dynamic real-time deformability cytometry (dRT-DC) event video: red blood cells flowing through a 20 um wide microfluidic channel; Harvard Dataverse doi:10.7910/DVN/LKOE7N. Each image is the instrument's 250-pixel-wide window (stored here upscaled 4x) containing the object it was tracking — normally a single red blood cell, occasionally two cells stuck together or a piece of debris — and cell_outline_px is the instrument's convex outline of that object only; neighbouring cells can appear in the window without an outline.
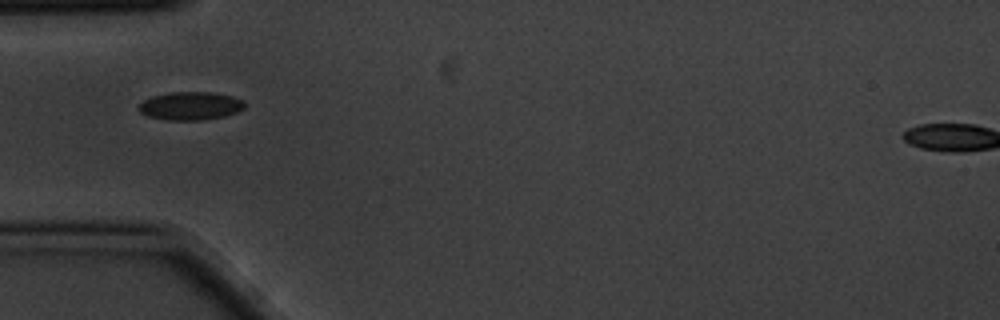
{"species": "common noctule bat (a hibernating species)", "species_latin": "Nyctalus noctula", "temperature_condition": "cold", "stored_images_in_passage": 1, "camera_frame_rate_fps": 3000, "um_per_image_px": 0.085, "animal": {"sex": "male", "body_mass_g": 20.1, "forearm_length_mm": 53.5}, "frame": {"image": 1, "passage_image": 1, "time_ms": 0.0, "image_size_px": [1000, 320], "cell_outline_px": [[244, 108], [236, 112], [224, 116], [200, 120], [168, 120], [148, 116], [140, 112], [136, 108], [136, 104], [152, 96], [172, 92], [212, 92], [232, 96], [244, 100]], "centroid_in_image_um": [16.15, 8.99], "position_along_channel_um": 68.9, "area_um2": 17.46}}